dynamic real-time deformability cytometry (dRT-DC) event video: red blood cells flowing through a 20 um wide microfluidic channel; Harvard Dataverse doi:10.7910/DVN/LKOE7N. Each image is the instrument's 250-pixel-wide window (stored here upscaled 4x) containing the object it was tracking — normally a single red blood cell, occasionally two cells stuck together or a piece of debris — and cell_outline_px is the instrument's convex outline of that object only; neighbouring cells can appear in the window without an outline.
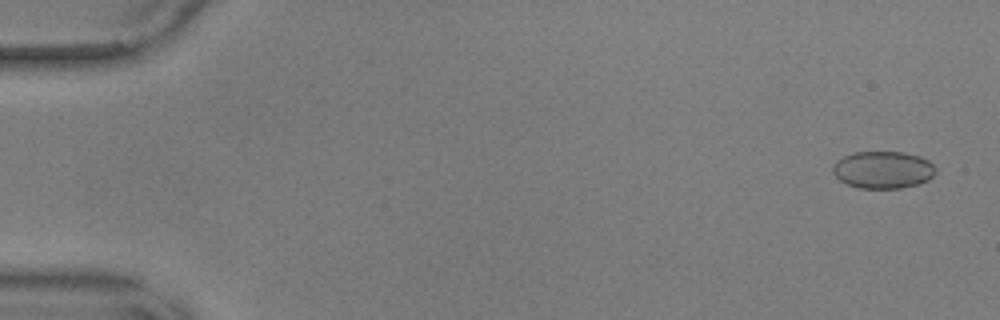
{"species": "common noctule bat (a hibernating species)", "species_latin": "Nyctalus noctula", "temperature_condition": "warm", "stored_images_in_passage": 56, "camera_frame_rate_fps": 3000, "um_per_image_px": 0.085, "animal": {"sex": "male", "body_mass_g": 17.9, "forearm_length_mm": 54.2}, "frame": {"image": 1, "passage_image": 3, "time_ms": 0.667, "image_size_px": [1000, 320], "cell_outline_px": [[936, 172], [928, 180], [920, 184], [900, 188], [860, 188], [848, 184], [840, 180], [832, 172], [832, 168], [836, 160], [844, 156], [856, 152], [900, 152], [920, 156], [928, 160], [936, 168]], "centroid_in_image_um": [75.06, 14.43], "position_along_channel_um": 9.9, "area_um2": 22.31}}
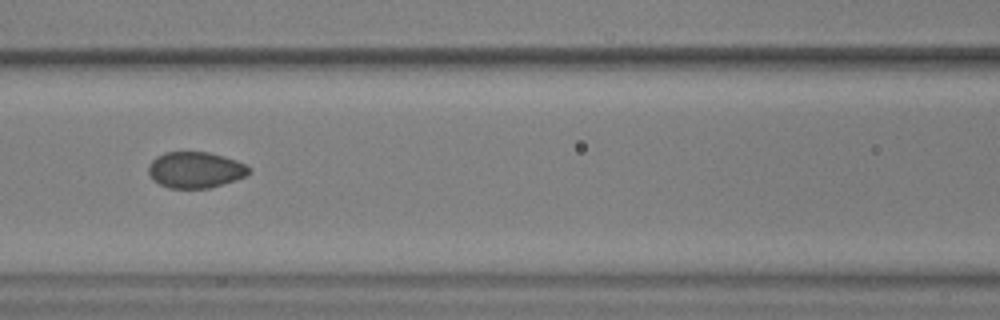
{"frame": {"image": 2, "passage_image": 26, "time_ms": 8.333, "image_size_px": [1000, 320], "cell_outline_px": [[252, 172], [236, 180], [208, 188], [168, 188], [152, 180], [148, 172], [148, 164], [156, 156], [164, 152], [208, 152], [224, 156], [236, 160], [244, 164]], "centroid_in_image_um": [16.57, 14.44], "position_along_channel_um": 150.0, "area_um2": 21.21}}
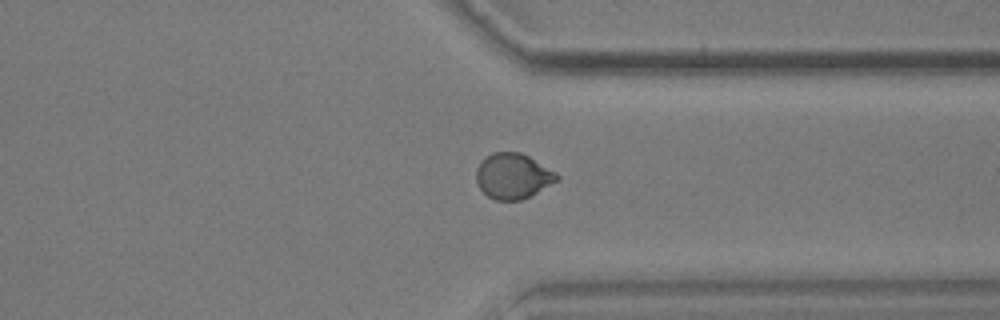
{"frame": {"image": 3, "passage_image": 44, "time_ms": 14.333, "image_size_px": [1000, 320], "cell_outline_px": [[560, 176], [556, 180], [536, 192], [520, 200], [496, 200], [488, 196], [476, 184], [476, 168], [480, 160], [492, 152], [520, 152], [528, 156], [556, 172]], "centroid_in_image_um": [43.54, 14.94], "position_along_channel_um": 367.9, "area_um2": 21.15}}